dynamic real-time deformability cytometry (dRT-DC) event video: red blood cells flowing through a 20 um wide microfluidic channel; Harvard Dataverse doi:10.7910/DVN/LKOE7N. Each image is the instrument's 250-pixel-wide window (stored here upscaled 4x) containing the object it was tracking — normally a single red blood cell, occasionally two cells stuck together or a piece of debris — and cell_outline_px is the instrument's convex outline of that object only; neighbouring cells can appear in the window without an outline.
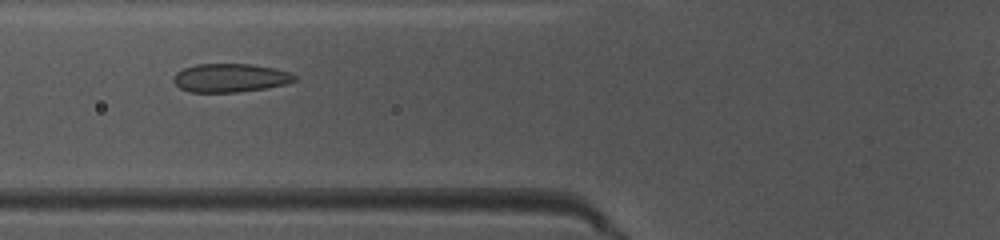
{"species": "common noctule bat (a hibernating species)", "species_latin": "Nyctalus noctula", "temperature_condition": "warm", "stored_images_in_passage": 45, "camera_frame_rate_fps": 3000, "um_per_image_px": 0.085, "animal": {"sex": "female", "body_mass_g": 10.0, "forearm_length_mm": 53.1}, "frame": {"image": 1, "passage_image": 20, "time_ms": 6.333, "image_size_px": [1000, 240], "cell_outline_px": [[296, 80], [284, 84], [264, 88], [236, 92], [188, 92], [180, 88], [172, 80], [172, 76], [176, 72], [184, 68], [196, 64], [252, 64], [272, 68], [288, 72], [296, 76]], "centroid_in_image_um": [19.5, 6.62], "position_along_channel_um": 106.3, "area_um2": 20.0}}
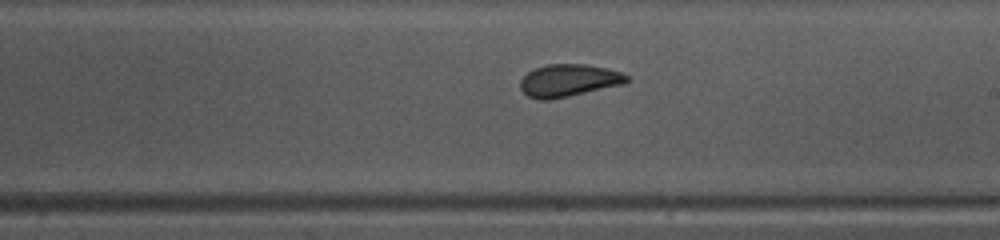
{"frame": {"image": 2, "passage_image": 30, "time_ms": 9.667, "image_size_px": [1000, 240], "cell_outline_px": [[632, 80], [624, 84], [568, 96], [548, 100], [540, 100], [528, 96], [520, 88], [520, 80], [528, 72], [536, 68], [548, 64], [584, 64], [608, 68], [620, 72], [628, 76]], "centroid_in_image_um": [48.36, 6.83], "position_along_channel_um": 240.6, "area_um2": 20.06}}
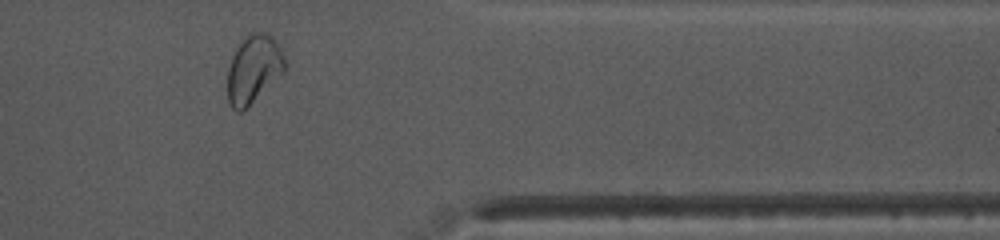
{"frame": {"image": 3, "passage_image": 42, "time_ms": 13.667, "image_size_px": [1000, 240], "cell_outline_px": [[284, 68], [240, 112], [236, 112], [228, 104], [228, 68], [236, 44], [240, 40], [252, 32], [264, 32], [272, 36], [280, 48], [284, 60]], "centroid_in_image_um": [21.47, 5.8], "position_along_channel_um": 389.9, "area_um2": 21.79}, "authors_computed_cell_mechanics": {"area_um2": 21.097, "velocity_mm_per_s": 4.0241, "shape_relaxation_time_tau1_ms": 10.0436, "shape_relaxation_time_tau2_ms": 1.1149, "deformation_change_tau1": 0.1847, "deformation_change_tau2": 0.0545}}